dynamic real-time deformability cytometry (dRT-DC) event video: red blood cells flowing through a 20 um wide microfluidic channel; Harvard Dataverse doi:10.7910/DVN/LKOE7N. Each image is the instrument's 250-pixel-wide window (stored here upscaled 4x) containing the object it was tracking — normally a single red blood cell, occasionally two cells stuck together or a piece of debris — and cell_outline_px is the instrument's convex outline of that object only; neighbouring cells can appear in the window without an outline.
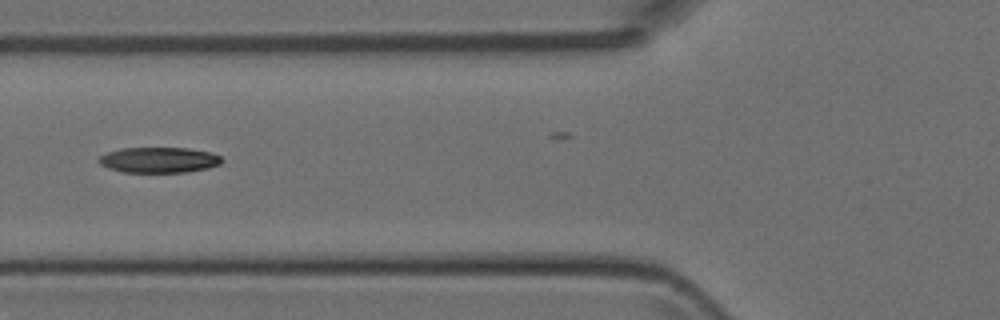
{"species": "Egyptian fruit bat (a non-hibernating species)", "species_latin": "Rousettus aegyptiacus", "temperature_condition": "room temperature", "stored_images_in_passage": 23, "camera_frame_rate_fps": 3000, "um_per_image_px": 0.085, "animal": {"sex": "female"}, "frame": {"image": 1, "passage_image": 2, "time_ms": 0.333, "image_size_px": [1000, 320], "cell_outline_px": [[224, 160], [220, 164], [208, 168], [188, 172], [124, 172], [108, 168], [100, 164], [96, 160], [100, 156], [108, 152], [120, 148], [188, 148], [212, 152], [220, 156]], "centroid_in_image_um": [13.52, 13.59], "position_along_channel_um": 112.3, "area_um2": 18.44}}
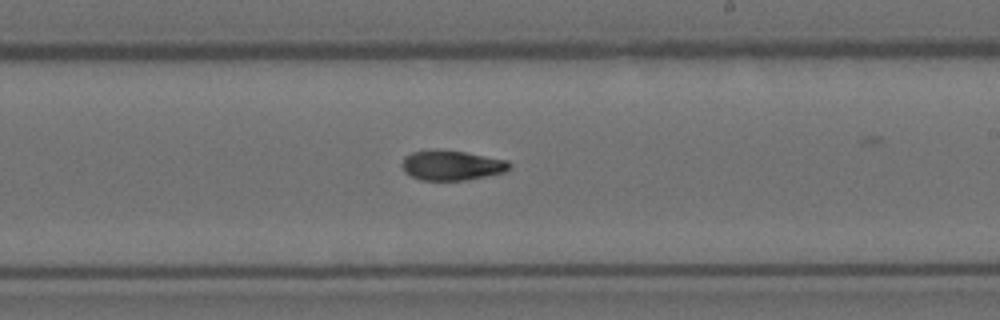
{"frame": {"image": 2, "passage_image": 12, "time_ms": 3.667, "image_size_px": [1000, 320], "cell_outline_px": [[512, 168], [504, 172], [464, 180], [420, 180], [404, 172], [400, 164], [404, 156], [412, 152], [464, 152], [508, 160], [512, 164]], "centroid_in_image_um": [38.41, 14.08], "position_along_channel_um": 250.6, "area_um2": 18.21}}
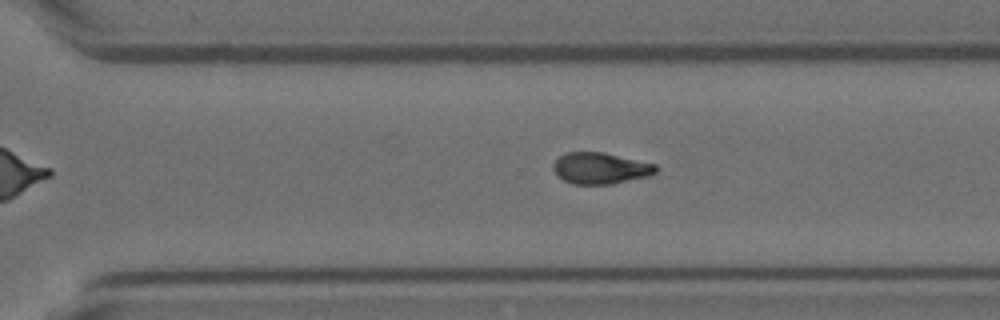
{"frame": {"image": 3, "passage_image": 17, "time_ms": 5.333, "image_size_px": [1000, 320], "cell_outline_px": [[656, 172], [648, 176], [612, 184], [572, 184], [556, 176], [552, 168], [552, 164], [560, 156], [568, 152], [604, 152], [656, 164]], "centroid_in_image_um": [51.0, 14.3], "position_along_channel_um": 319.6, "area_um2": 18.79}}